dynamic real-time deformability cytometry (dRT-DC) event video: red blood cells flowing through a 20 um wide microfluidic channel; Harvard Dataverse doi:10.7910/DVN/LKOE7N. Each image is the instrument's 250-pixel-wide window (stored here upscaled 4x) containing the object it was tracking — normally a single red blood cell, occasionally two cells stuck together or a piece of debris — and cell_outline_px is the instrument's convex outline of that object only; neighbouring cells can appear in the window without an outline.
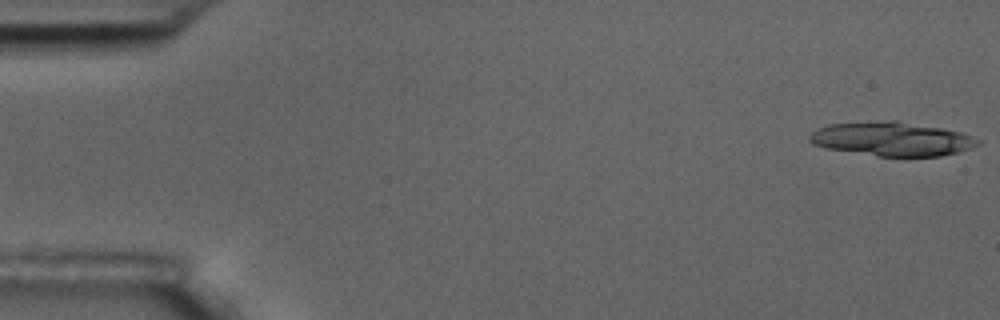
{"species": "common noctule bat (a hibernating species)", "species_latin": "Nyctalus noctula", "temperature_condition": "room temperature", "stored_images_in_passage": 16, "camera_frame_rate_fps": 3000, "um_per_image_px": 0.085, "animal": {"sex": "male", "body_mass_g": 17.5, "forearm_length_mm": 52.3}, "frame": {"image": 1, "passage_image": 1, "time_ms": 0.0, "image_size_px": [1000, 320], "cell_outline_px": [[980, 144], [972, 148], [960, 152], [940, 156], [876, 156], [824, 148], [808, 140], [808, 136], [812, 132], [820, 128], [832, 124], [888, 120], [900, 120], [960, 132], [980, 140]], "centroid_in_image_um": [75.83, 11.81], "position_along_channel_um": 9.2, "area_um2": 33.23}}